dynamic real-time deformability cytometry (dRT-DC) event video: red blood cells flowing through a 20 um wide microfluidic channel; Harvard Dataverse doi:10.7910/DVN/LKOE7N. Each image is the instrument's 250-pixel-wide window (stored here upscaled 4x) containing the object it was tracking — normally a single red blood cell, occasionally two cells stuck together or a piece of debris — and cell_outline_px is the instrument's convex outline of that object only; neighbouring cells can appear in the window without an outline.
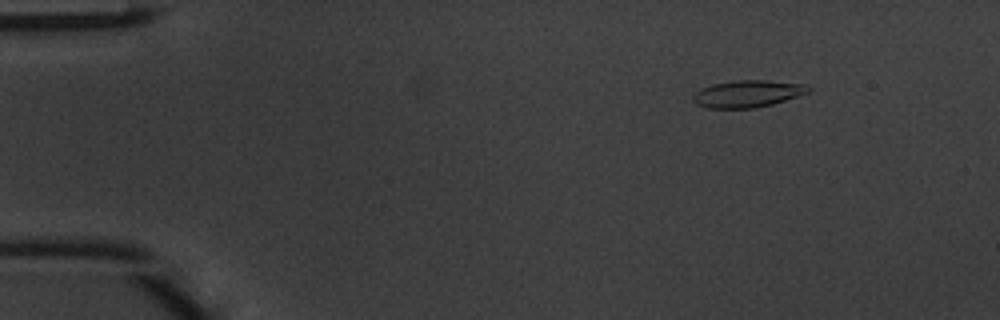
{"species": "common noctule bat (a hibernating species)", "species_latin": "Nyctalus noctula", "temperature_condition": "warm", "stored_images_in_passage": 49, "camera_frame_rate_fps": 3000, "um_per_image_px": 0.085, "animal": {"sex": "male", "body_mass_g": 20.1, "forearm_length_mm": 53.5}, "frame": {"image": 1, "passage_image": 7, "time_ms": 2.0, "image_size_px": [1000, 320], "cell_outline_px": [[812, 88], [808, 92], [800, 96], [772, 104], [756, 108], [704, 108], [696, 104], [692, 100], [692, 96], [700, 88], [712, 84], [736, 80], [764, 80], [808, 84]], "centroid_in_image_um": [63.55, 7.97], "position_along_channel_um": 21.4, "area_um2": 18.44}}
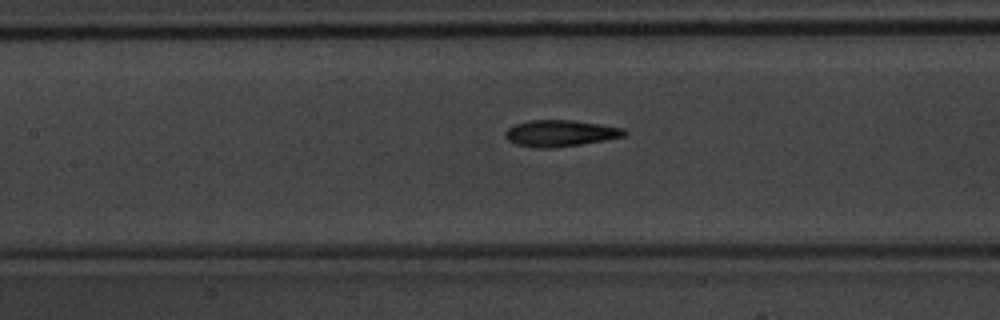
{"frame": {"image": 2, "passage_image": 23, "time_ms": 7.333, "image_size_px": [1000, 320], "cell_outline_px": [[628, 132], [624, 136], [604, 140], [580, 144], [552, 148], [536, 148], [516, 144], [508, 140], [504, 136], [504, 132], [508, 128], [516, 124], [528, 120], [572, 120], [600, 124], [624, 128]], "centroid_in_image_um": [47.61, 11.32], "position_along_channel_um": 159.8, "area_um2": 18.32}}
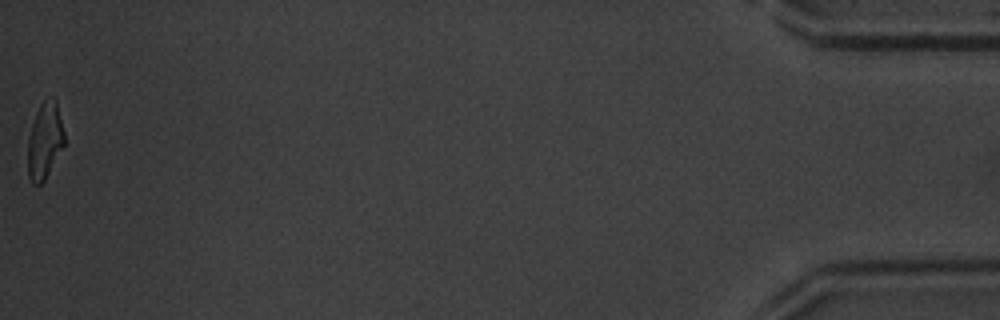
{"frame": {"image": 3, "passage_image": 49, "time_ms": 16.0, "image_size_px": [1000, 320], "cell_outline_px": [[64, 144], [44, 180], [40, 184], [32, 184], [28, 176], [28, 136], [36, 112], [40, 104], [44, 100], [52, 96], [56, 100], [64, 132]], "centroid_in_image_um": [3.79, 11.94], "position_along_channel_um": 431.4, "area_um2": 16.07}, "authors_computed_cell_mechanics": {"area_um2": 17.918, "velocity_mm_per_s": 4.2182, "shape_relaxation_time_tau1_ms": 4.7435, "shape_relaxation_time_tau2_ms": 3.6869, "deformation_change_tau1": 0.1741, "deformation_change_tau2": 0.1163}}